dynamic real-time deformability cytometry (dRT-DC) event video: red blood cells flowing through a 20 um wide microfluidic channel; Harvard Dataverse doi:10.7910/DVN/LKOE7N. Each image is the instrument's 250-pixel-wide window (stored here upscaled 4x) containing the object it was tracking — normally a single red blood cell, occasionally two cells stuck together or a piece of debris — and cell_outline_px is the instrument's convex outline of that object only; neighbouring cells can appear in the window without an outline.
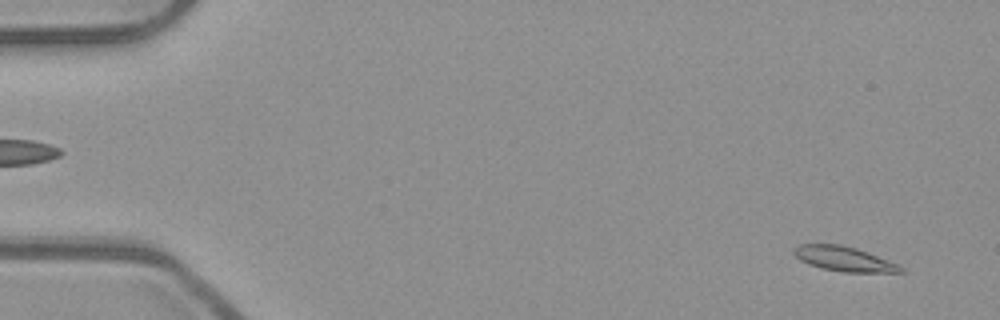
{"species": "common noctule bat (a hibernating species)", "species_latin": "Nyctalus noctula", "temperature_condition": "room temperature", "stored_images_in_passage": 53, "camera_frame_rate_fps": 3000, "um_per_image_px": 0.085, "animal": {"sex": "male", "body_mass_g": 23.1, "forearm_length_mm": 52.7}, "frame": {"image": 1, "passage_image": 3, "time_ms": 0.667, "image_size_px": [1000, 320], "cell_outline_px": [[904, 272], [840, 272], [820, 268], [808, 264], [800, 260], [792, 252], [792, 248], [800, 244], [840, 244], [856, 248], [868, 252], [896, 264], [904, 268]], "centroid_in_image_um": [71.68, 22.0], "position_along_channel_um": 13.3, "area_um2": 15.37}}
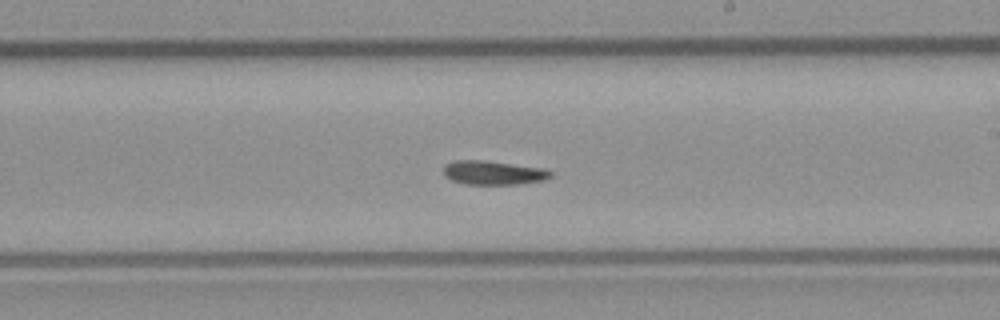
{"frame": {"image": 2, "passage_image": 31, "time_ms": 10.0, "image_size_px": [1000, 320], "cell_outline_px": [[552, 176], [544, 180], [520, 184], [464, 184], [452, 180], [444, 176], [444, 164], [452, 160], [484, 160], [544, 168], [552, 172]], "centroid_in_image_um": [41.91, 14.67], "position_along_channel_um": 247.1, "area_um2": 15.09}}
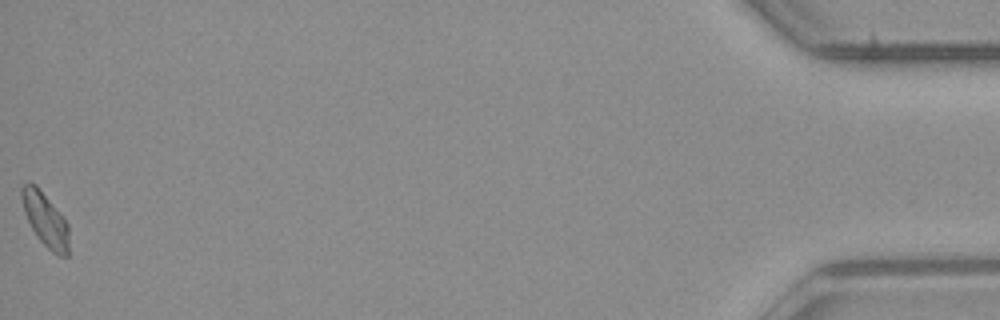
{"frame": {"image": 3, "passage_image": 53, "time_ms": 17.333, "image_size_px": [1000, 320], "cell_outline_px": [[68, 256], [60, 256], [52, 252], [36, 236], [24, 212], [20, 196], [20, 188], [28, 180], [36, 184], [68, 224]], "centroid_in_image_um": [3.81, 18.63], "position_along_channel_um": 431.4, "area_um2": 14.68}}